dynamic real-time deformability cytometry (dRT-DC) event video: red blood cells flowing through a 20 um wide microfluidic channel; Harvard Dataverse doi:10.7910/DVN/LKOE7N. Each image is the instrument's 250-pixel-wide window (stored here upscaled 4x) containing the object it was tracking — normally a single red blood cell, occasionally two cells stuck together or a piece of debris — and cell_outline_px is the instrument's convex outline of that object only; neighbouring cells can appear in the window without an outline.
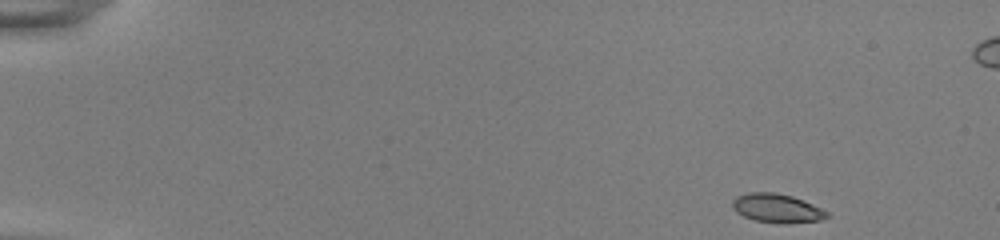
{"species": "common noctule bat (a hibernating species)", "species_latin": "Nyctalus noctula", "temperature_condition": "room temperature", "stored_images_in_passage": 50, "segment_of_instrument_passage": [1, 2], "camera_frame_rate_fps": 3000, "um_per_image_px": 0.085, "animal": {"sex": "female", "body_mass_g": 22.0, "forearm_length_mm": 56.7}, "frame": {"image": 1, "passage_image": 1, "time_ms": 0.0, "image_size_px": [1000, 240], "cell_outline_px": [[832, 216], [820, 220], [756, 220], [744, 216], [736, 212], [732, 208], [732, 200], [736, 196], [748, 192], [776, 192], [792, 196], [804, 200], [828, 212]], "centroid_in_image_um": [65.99, 17.62], "position_along_channel_um": 19.0, "area_um2": 15.09}}
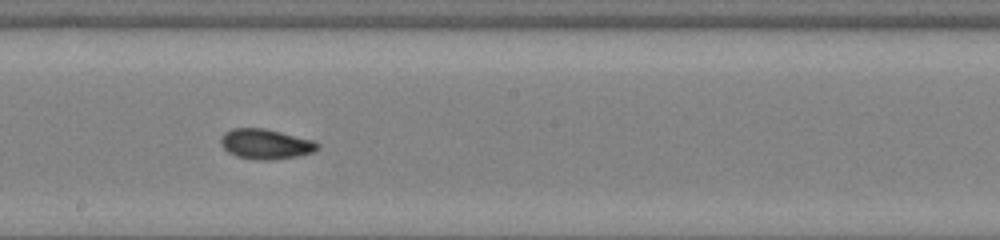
{"frame": {"image": 2, "passage_image": 27, "time_ms": 8.667, "image_size_px": [1000, 240], "cell_outline_px": [[320, 148], [312, 152], [296, 156], [272, 160], [252, 160], [236, 156], [228, 152], [220, 144], [220, 140], [224, 132], [232, 128], [264, 128], [312, 140], [320, 144]], "centroid_in_image_um": [22.55, 12.25], "position_along_channel_um": 225.7, "area_um2": 16.99}}
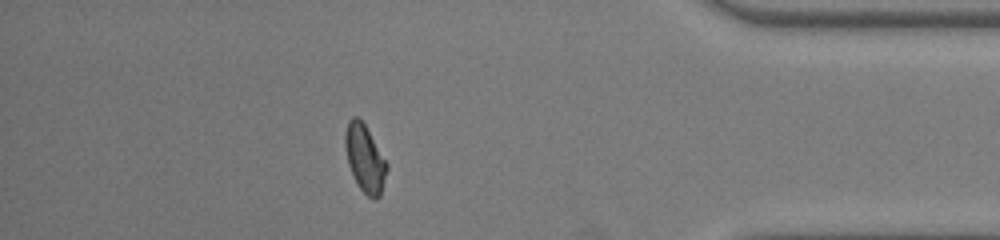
{"frame": {"image": 3, "passage_image": 43, "time_ms": 14.0, "image_size_px": [1000, 240], "cell_outline_px": [[388, 168], [380, 196], [376, 200], [368, 196], [360, 188], [348, 164], [344, 144], [344, 136], [348, 120], [352, 116], [356, 116], [364, 124], [388, 164]], "centroid_in_image_um": [31.01, 13.46], "position_along_channel_um": 404.2, "area_um2": 16.13}}